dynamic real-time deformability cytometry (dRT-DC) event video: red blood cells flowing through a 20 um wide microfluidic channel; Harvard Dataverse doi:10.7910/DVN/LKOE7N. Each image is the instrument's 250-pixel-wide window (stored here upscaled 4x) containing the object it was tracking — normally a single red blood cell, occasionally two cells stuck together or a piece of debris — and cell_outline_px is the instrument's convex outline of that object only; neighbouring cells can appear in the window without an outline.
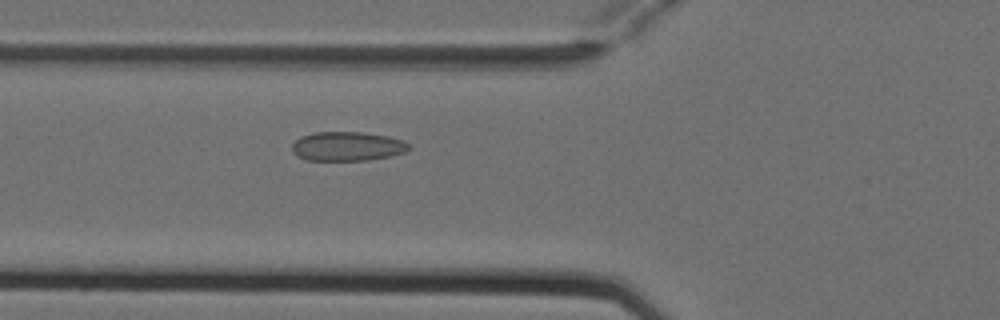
{"species": "Egyptian fruit bat (a non-hibernating species)", "species_latin": "Rousettus aegyptiacus", "temperature_condition": "cold", "stored_images_in_passage": 5, "camera_frame_rate_fps": 3000, "um_per_image_px": 0.085, "animal": {"sex": "female"}, "frame": {"image": 1, "passage_image": 5, "time_ms": 1.333, "image_size_px": [1000, 320], "cell_outline_px": [[412, 148], [404, 152], [392, 156], [368, 160], [304, 160], [296, 156], [292, 152], [292, 144], [300, 136], [312, 132], [364, 132], [388, 136], [404, 140]], "centroid_in_image_um": [29.51, 12.43], "position_along_channel_um": 96.3, "area_um2": 20.17}}